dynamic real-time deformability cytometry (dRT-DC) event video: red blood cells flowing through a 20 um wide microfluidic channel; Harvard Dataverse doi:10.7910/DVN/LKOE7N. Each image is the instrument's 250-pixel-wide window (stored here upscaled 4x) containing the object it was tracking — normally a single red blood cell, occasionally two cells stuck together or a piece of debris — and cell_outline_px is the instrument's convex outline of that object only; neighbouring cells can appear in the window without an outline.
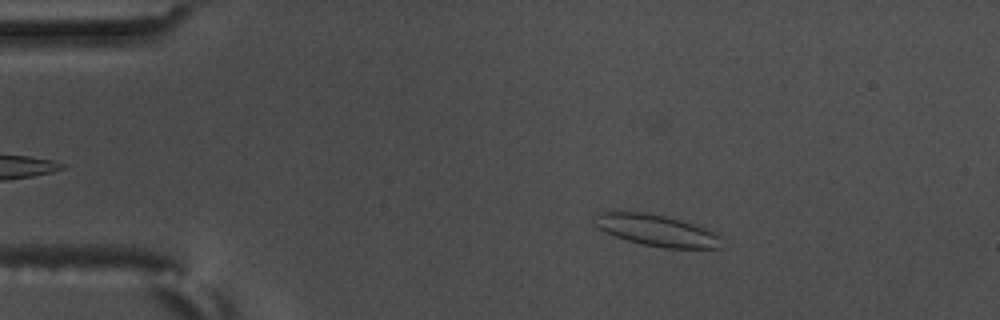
{"species": "common noctule bat (a hibernating species)", "species_latin": "Nyctalus noctula", "temperature_condition": "warm", "stored_images_in_passage": 55, "camera_frame_rate_fps": 3000, "um_per_image_px": 0.085, "animal": {"sex": "male", "body_mass_g": 17.5, "forearm_length_mm": 52.3}, "frame": {"image": 1, "passage_image": 8, "time_ms": 2.333, "image_size_px": [1000, 320], "cell_outline_px": [[720, 248], [664, 248], [640, 244], [616, 236], [596, 228], [592, 224], [600, 212], [612, 208], [648, 212], [680, 220], [704, 228], [720, 236]], "centroid_in_image_um": [55.68, 19.54], "position_along_channel_um": 29.3, "area_um2": 23.64}}
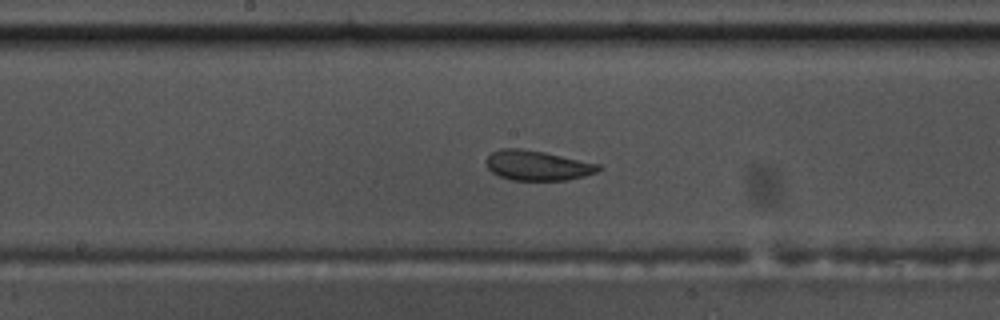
{"frame": {"image": 2, "passage_image": 28, "time_ms": 9.0, "image_size_px": [1000, 320], "cell_outline_px": [[600, 168], [596, 172], [584, 176], [568, 180], [512, 180], [500, 176], [492, 172], [488, 168], [484, 160], [492, 152], [500, 148], [520, 148], [544, 152], [600, 164]], "centroid_in_image_um": [45.65, 14.06], "position_along_channel_um": 202.6, "area_um2": 19.54}}
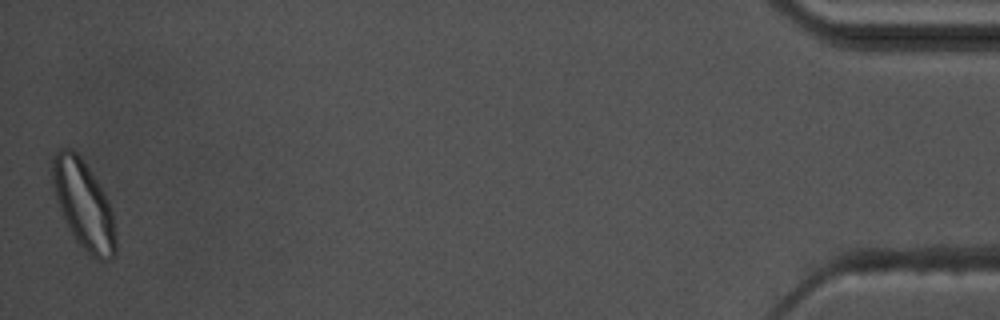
{"frame": {"image": 3, "passage_image": 55, "time_ms": 18.0, "image_size_px": [1000, 320], "cell_outline_px": [[116, 252], [112, 260], [100, 260], [92, 256], [76, 240], [56, 200], [52, 180], [52, 160], [56, 152], [60, 148], [68, 148], [76, 152], [80, 156], [104, 192], [108, 200], [112, 212], [116, 236]], "centroid_in_image_um": [7.12, 17.4], "position_along_channel_um": 428.1, "area_um2": 32.02}, "authors_computed_cell_mechanics": {"area_um2": 21.6172, "velocity_mm_per_s": 3.5347, "shape_relaxation_time_tau1_ms": null, "shape_relaxation_time_tau2_ms": 1.9947, "deformation_change_tau1": null, "deformation_change_tau2": 0.0833}}